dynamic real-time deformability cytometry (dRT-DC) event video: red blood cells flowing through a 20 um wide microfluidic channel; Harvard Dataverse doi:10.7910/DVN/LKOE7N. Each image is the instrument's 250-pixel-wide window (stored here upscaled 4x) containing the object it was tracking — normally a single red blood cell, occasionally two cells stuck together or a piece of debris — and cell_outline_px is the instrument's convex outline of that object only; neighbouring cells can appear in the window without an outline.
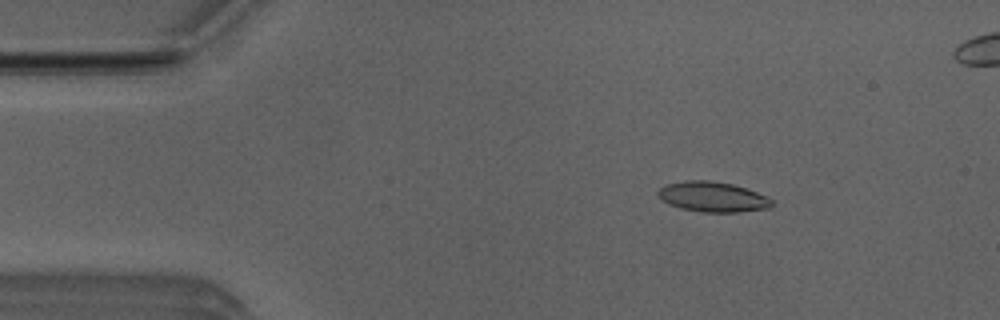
{"species": "Egyptian fruit bat (a non-hibernating species)", "species_latin": "Rousettus aegyptiacus", "temperature_condition": "room temperature", "stored_images_in_passage": 4, "camera_frame_rate_fps": 3000, "um_per_image_px": 0.085, "animal": {"sex": "male"}, "frame": {"image": 1, "passage_image": 2, "time_ms": 0.333, "image_size_px": [1000, 320], "cell_outline_px": [[772, 208], [740, 212], [700, 212], [680, 208], [668, 204], [660, 200], [656, 196], [656, 192], [660, 188], [668, 184], [684, 180], [708, 180], [732, 184], [756, 192], [772, 200]], "centroid_in_image_um": [60.52, 16.74], "position_along_channel_um": 24.5, "area_um2": 20.11}}